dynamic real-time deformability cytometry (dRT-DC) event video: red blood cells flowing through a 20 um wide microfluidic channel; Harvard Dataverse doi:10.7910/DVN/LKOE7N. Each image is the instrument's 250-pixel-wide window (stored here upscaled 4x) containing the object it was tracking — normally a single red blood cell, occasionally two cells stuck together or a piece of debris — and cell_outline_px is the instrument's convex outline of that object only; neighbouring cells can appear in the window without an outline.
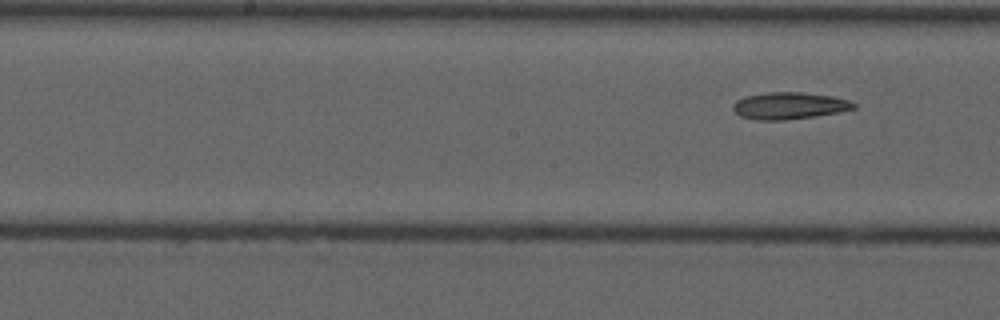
{"species": "common noctule bat (a hibernating species)", "species_latin": "Nyctalus noctula", "temperature_condition": "cold", "stored_images_in_passage": 9, "segment_of_instrument_passage": [2, 2], "camera_frame_rate_fps": 3000, "um_per_image_px": 0.085, "animal": {"sex": "male", "forearm_length_mm": 52.5}, "frame": {"image": 1, "passage_image": 9, "time_ms": 10.0, "image_size_px": [1000, 320], "cell_outline_px": [[856, 108], [840, 112], [784, 120], [756, 120], [740, 116], [732, 108], [732, 104], [736, 100], [744, 96], [768, 92], [800, 92], [832, 96], [848, 100], [856, 104]], "centroid_in_image_um": [67.05, 8.98], "position_along_channel_um": 181.1, "area_um2": 18.9}}